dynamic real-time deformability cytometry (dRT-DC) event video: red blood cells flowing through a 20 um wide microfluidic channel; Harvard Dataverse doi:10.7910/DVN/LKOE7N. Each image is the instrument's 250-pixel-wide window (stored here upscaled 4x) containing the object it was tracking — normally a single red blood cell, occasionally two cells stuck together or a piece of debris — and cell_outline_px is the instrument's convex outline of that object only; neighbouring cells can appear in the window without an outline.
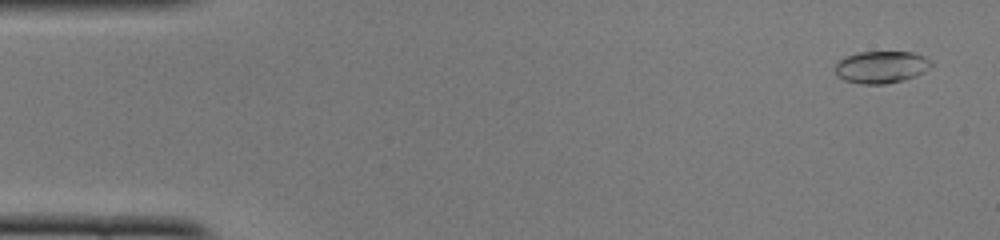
{"species": "common noctule bat (a hibernating species)", "species_latin": "Nyctalus noctula", "temperature_condition": "cold", "stored_images_in_passage": 50, "camera_frame_rate_fps": 3000, "um_per_image_px": 0.085, "animal": {"sex": "female", "body_mass_g": 22.0, "forearm_length_mm": 56.7}, "frame": {"image": 1, "passage_image": 2, "time_ms": 0.333, "image_size_px": [1000, 240], "cell_outline_px": [[932, 64], [916, 76], [904, 80], [884, 84], [860, 84], [844, 80], [836, 72], [836, 64], [844, 56], [860, 52], [912, 52], [924, 56], [932, 60]], "centroid_in_image_um": [74.91, 5.7], "position_along_channel_um": 10.1, "area_um2": 17.86}}
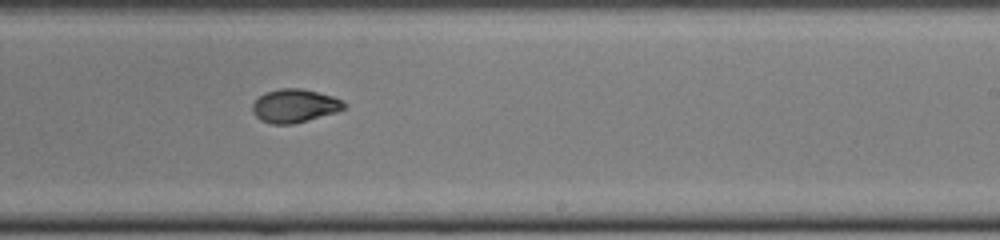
{"frame": {"image": 2, "passage_image": 30, "time_ms": 9.667, "image_size_px": [1000, 240], "cell_outline_px": [[348, 104], [344, 108], [336, 112], [308, 120], [292, 124], [272, 124], [260, 120], [252, 112], [252, 104], [264, 92], [280, 88], [300, 88], [332, 96]], "centroid_in_image_um": [25.01, 8.99], "position_along_channel_um": 264.0, "area_um2": 17.74}}
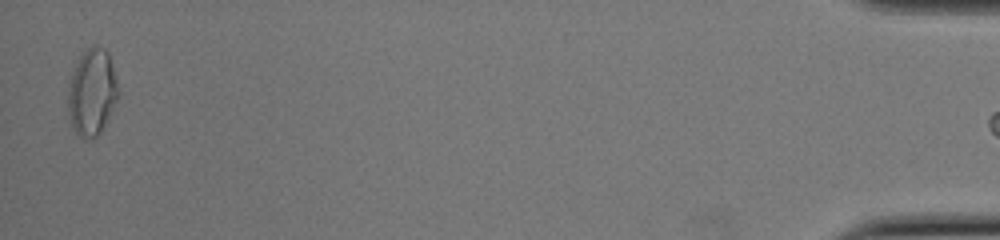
{"frame": {"image": 3, "passage_image": 49, "time_ms": 16.0, "image_size_px": [1000, 240], "cell_outline_px": [[120, 92], [104, 128], [96, 136], [84, 140], [76, 132], [72, 124], [68, 112], [68, 88], [76, 64], [80, 56], [92, 44], [96, 44], [104, 48], [108, 52], [116, 76]], "centroid_in_image_um": [7.85, 7.83], "position_along_channel_um": 427.4, "area_um2": 25.32}}